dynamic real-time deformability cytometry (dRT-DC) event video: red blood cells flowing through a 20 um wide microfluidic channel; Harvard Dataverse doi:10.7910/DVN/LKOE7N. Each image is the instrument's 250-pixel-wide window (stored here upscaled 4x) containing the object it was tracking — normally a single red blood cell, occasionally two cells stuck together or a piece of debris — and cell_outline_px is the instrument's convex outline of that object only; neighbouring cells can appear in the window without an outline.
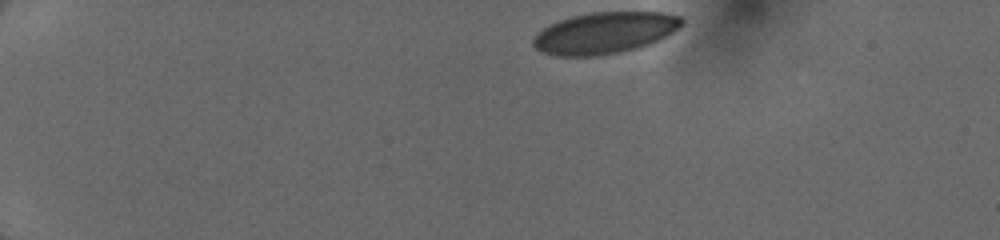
{"species": "human", "species_latin": "Homo sapiens", "temperature_condition": "cold", "stored_images_in_passage": 21, "camera_frame_rate_fps": 3000, "um_per_image_px": 0.085, "donor": {"sex": "female"}, "frame": {"image": 1, "passage_image": 1, "time_ms": 0.0, "image_size_px": [1000, 240], "cell_outline_px": [[684, 20], [672, 32], [648, 44], [636, 48], [620, 52], [596, 56], [556, 56], [540, 52], [532, 44], [532, 36], [536, 32], [548, 24], [572, 16], [592, 12], [664, 12], [680, 16]], "centroid_in_image_um": [51.31, 2.79], "position_along_channel_um": 33.7, "area_um2": 35.89}}
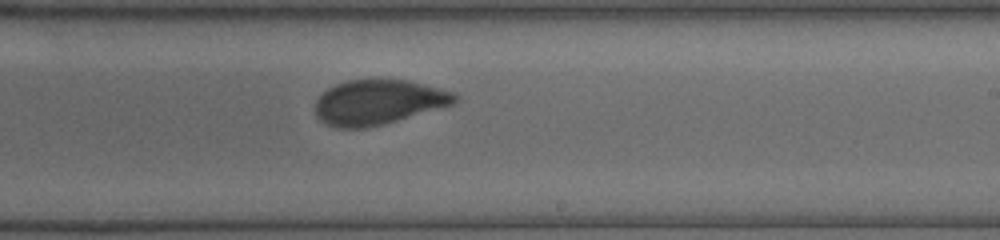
{"frame": {"image": 2, "passage_image": 13, "time_ms": 7.667, "image_size_px": [1000, 240], "cell_outline_px": [[460, 100], [452, 104], [384, 124], [368, 128], [336, 128], [324, 124], [316, 116], [316, 100], [328, 88], [336, 84], [348, 80], [408, 80], [456, 92], [460, 96]], "centroid_in_image_um": [32.17, 8.69], "position_along_channel_um": 256.8, "area_um2": 36.47}}
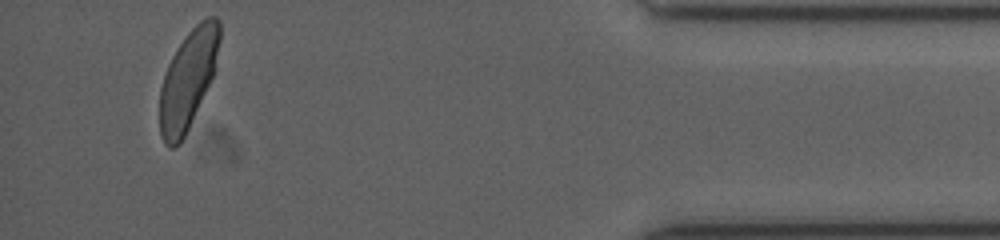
{"frame": {"image": 3, "passage_image": 21, "time_ms": 12.667, "image_size_px": [1000, 240], "cell_outline_px": [[220, 40], [216, 68], [188, 128], [180, 144], [172, 148], [168, 148], [164, 144], [160, 136], [160, 88], [168, 64], [176, 48], [188, 32], [200, 20], [208, 16], [216, 16], [220, 20]], "centroid_in_image_um": [15.98, 6.73], "position_along_channel_um": 419.2, "area_um2": 34.39}}